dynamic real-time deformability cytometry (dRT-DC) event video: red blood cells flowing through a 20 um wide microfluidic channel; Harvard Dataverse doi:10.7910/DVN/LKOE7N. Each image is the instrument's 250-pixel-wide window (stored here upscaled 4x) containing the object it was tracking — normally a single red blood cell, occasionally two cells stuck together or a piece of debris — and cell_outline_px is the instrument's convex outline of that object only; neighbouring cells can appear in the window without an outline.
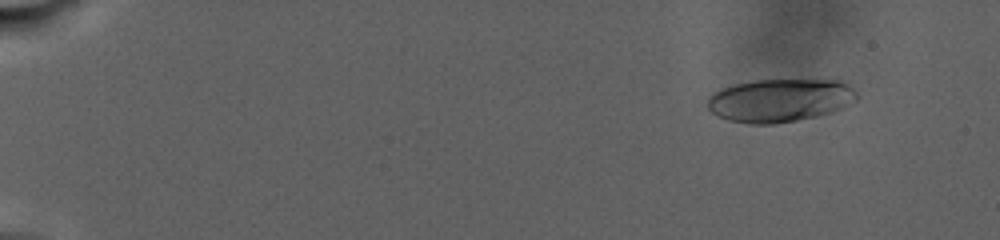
{"species": "human", "species_latin": "Homo sapiens", "temperature_condition": "warm", "stored_images_in_passage": 64, "camera_frame_rate_fps": 3000, "um_per_image_px": 0.085, "donor": {"sex": "male"}, "frame": {"image": 1, "passage_image": 20, "time_ms": 3.333, "image_size_px": [1000, 240], "cell_outline_px": [[860, 96], [856, 100], [832, 112], [816, 116], [796, 120], [772, 124], [752, 124], [728, 120], [716, 116], [708, 108], [708, 96], [712, 92], [720, 88], [736, 84], [756, 80], [840, 80], [852, 88]], "centroid_in_image_um": [66.26, 8.52], "position_along_channel_um": 18.7, "area_um2": 37.51}}
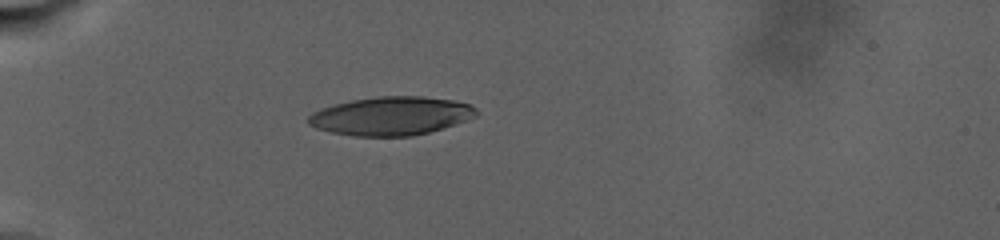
{"frame": {"image": 2, "passage_image": 59, "time_ms": 10.667, "image_size_px": [1000, 240], "cell_outline_px": [[476, 116], [456, 124], [444, 128], [412, 136], [352, 136], [328, 132], [316, 128], [308, 124], [308, 116], [312, 112], [320, 108], [352, 100], [376, 96], [424, 96], [452, 100], [472, 104], [476, 108]], "centroid_in_image_um": [33.23, 9.86], "position_along_channel_um": 51.8, "area_um2": 37.92}}